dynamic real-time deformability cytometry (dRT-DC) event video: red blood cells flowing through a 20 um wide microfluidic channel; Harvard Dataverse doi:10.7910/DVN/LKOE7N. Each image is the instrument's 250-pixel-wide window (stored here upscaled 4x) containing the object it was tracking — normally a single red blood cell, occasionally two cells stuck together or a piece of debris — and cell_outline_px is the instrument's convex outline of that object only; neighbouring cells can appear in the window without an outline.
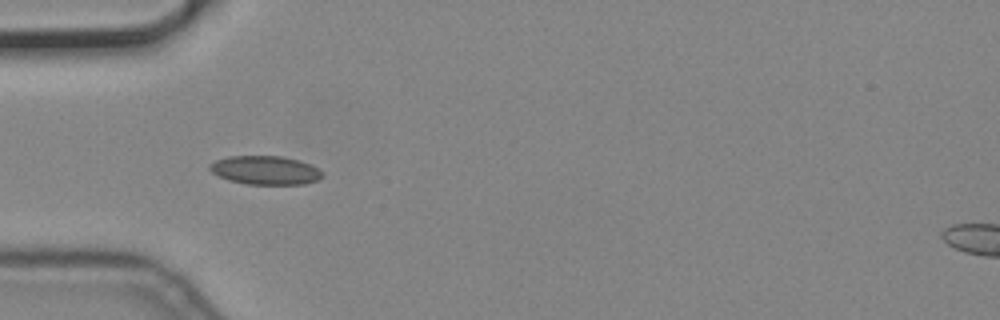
{"species": "common noctule bat (a hibernating species)", "species_latin": "Nyctalus noctula", "temperature_condition": "cold", "stored_images_in_passage": 2, "camera_frame_rate_fps": 3000, "um_per_image_px": 0.085, "animal": {"sex": "male", "body_mass_g": 19.2, "forearm_length_mm": 51.8}, "frame": {"image": 1, "passage_image": 1, "time_ms": 0.0, "image_size_px": [1000, 320], "cell_outline_px": [[324, 176], [316, 180], [304, 184], [248, 184], [228, 180], [212, 172], [208, 168], [208, 164], [216, 160], [228, 156], [280, 156], [296, 160], [308, 164], [324, 172]], "centroid_in_image_um": [22.52, 14.47], "position_along_channel_um": 62.5, "area_um2": 18.67}}
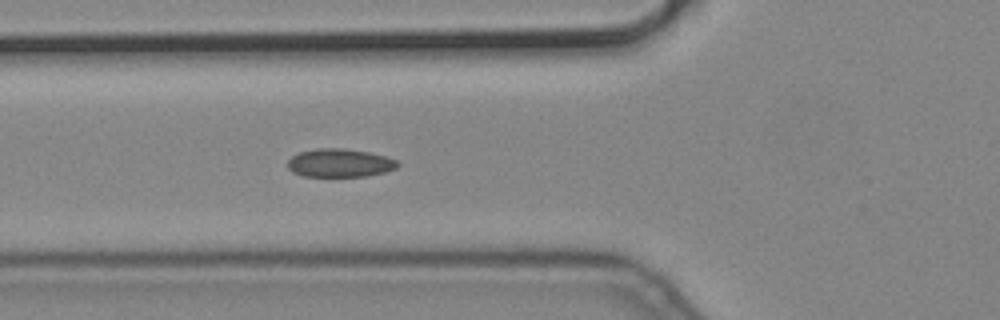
{"frame": {"image": 2, "passage_image": 2, "time_ms": 0.333, "image_size_px": [1000, 320], "cell_outline_px": [[400, 164], [396, 168], [384, 172], [368, 176], [304, 176], [292, 172], [288, 168], [288, 160], [292, 156], [300, 152], [316, 148], [344, 148], [368, 152], [384, 156], [396, 160]], "centroid_in_image_um": [28.87, 13.85], "position_along_channel_um": 96.9, "area_um2": 18.09}}